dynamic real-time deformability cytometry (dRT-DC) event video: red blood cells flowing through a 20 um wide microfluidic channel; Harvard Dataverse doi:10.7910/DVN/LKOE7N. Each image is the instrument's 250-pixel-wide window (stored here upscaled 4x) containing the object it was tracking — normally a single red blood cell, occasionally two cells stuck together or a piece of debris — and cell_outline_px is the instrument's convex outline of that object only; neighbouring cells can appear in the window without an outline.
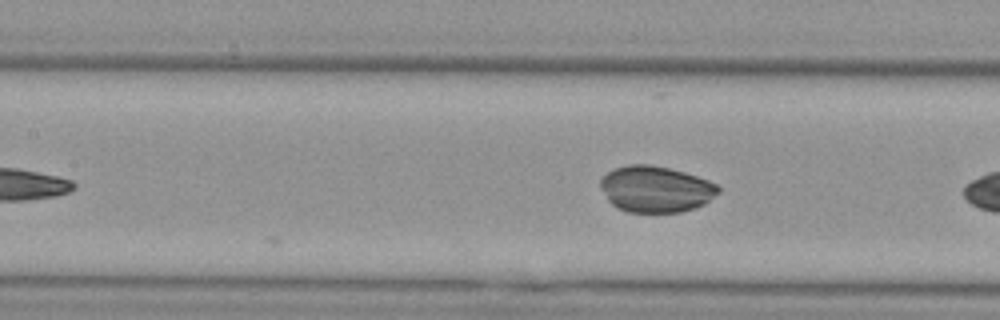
{"species": "Egyptian fruit bat (a non-hibernating species)", "species_latin": "Rousettus aegyptiacus", "temperature_condition": "cold", "stored_images_in_passage": 4, "camera_frame_rate_fps": 3000, "um_per_image_px": 0.085, "animal": {"sex": "female"}, "frame": {"image": 1, "passage_image": 4, "time_ms": 3.667, "image_size_px": [1000, 320], "cell_outline_px": [[720, 192], [704, 204], [680, 212], [628, 212], [616, 208], [608, 200], [600, 188], [600, 180], [608, 172], [616, 168], [628, 164], [648, 164], [668, 168], [684, 172], [708, 180], [716, 184], [720, 188]], "centroid_in_image_um": [55.72, 16.08], "position_along_channel_um": 151.7, "area_um2": 31.67}}